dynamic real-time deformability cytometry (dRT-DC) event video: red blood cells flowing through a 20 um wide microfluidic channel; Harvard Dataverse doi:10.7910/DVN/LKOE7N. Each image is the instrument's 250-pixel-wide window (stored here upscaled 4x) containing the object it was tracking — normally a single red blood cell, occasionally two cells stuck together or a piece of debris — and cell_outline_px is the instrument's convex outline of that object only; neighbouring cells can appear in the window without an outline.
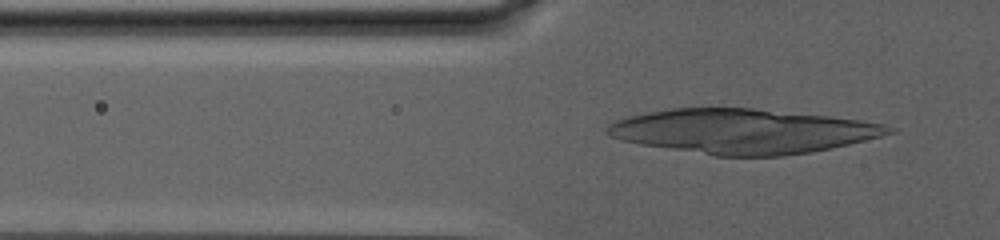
{"species": "human", "species_latin": "Homo sapiens", "temperature_condition": "warm", "stored_images_in_passage": 58, "camera_frame_rate_fps": 3000, "um_per_image_px": 0.085, "donor": {"sex": "male"}, "frame": {"image": 1, "passage_image": 32, "time_ms": 10.333, "image_size_px": [1000, 240], "cell_outline_px": [[896, 132], [832, 148], [812, 152], [780, 156], [716, 156], [640, 144], [620, 140], [612, 136], [608, 132], [608, 128], [616, 120], [628, 116], [648, 112], [672, 108], [752, 108], [828, 116], [860, 120], [884, 124], [896, 128]], "centroid_in_image_um": [63.16, 11.16], "position_along_channel_um": 62.6, "area_um2": 72.65}}